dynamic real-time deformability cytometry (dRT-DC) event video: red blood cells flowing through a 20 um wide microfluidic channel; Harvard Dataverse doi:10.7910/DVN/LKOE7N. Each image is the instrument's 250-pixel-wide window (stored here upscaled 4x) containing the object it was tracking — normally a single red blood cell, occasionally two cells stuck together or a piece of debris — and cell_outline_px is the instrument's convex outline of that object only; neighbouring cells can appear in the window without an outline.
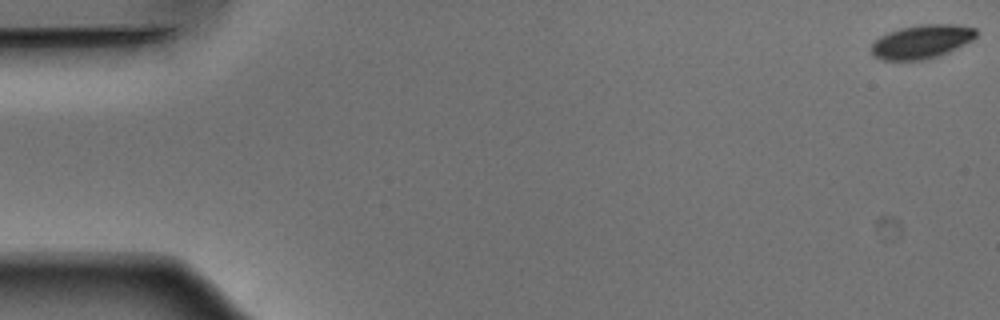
{"species": "Egyptian fruit bat (a non-hibernating species)", "species_latin": "Rousettus aegyptiacus", "temperature_condition": "warm", "stored_images_in_passage": 53, "camera_frame_rate_fps": 3000, "um_per_image_px": 0.085, "animal": {"sex": "male"}, "frame": {"image": 1, "passage_image": 1, "time_ms": 0.0, "image_size_px": [1000, 320], "cell_outline_px": [[976, 36], [972, 40], [940, 56], [924, 60], [880, 60], [872, 56], [872, 44], [880, 36], [888, 32], [900, 28], [920, 24], [956, 24], [976, 28]], "centroid_in_image_um": [78.33, 3.54], "position_along_channel_um": 6.7, "area_um2": 20.69}}
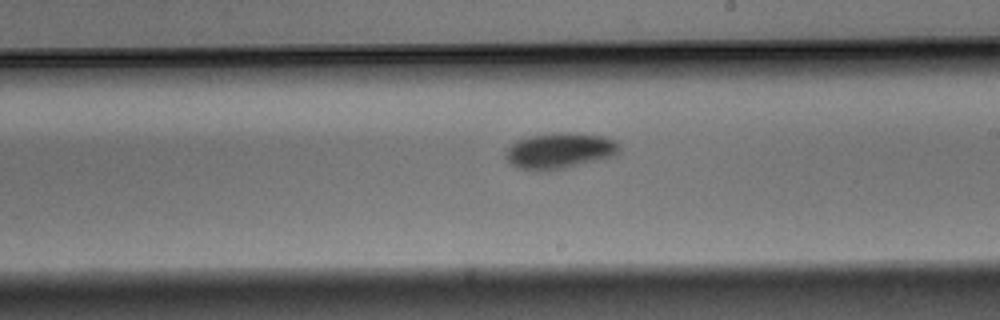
{"frame": {"image": 2, "passage_image": 31, "time_ms": 10.0, "image_size_px": [1000, 320], "cell_outline_px": [[620, 152], [616, 156], [552, 172], [536, 172], [516, 168], [504, 156], [504, 152], [516, 140], [532, 136], [560, 132], [568, 132], [604, 136], [616, 140], [620, 144]], "centroid_in_image_um": [47.6, 12.85], "position_along_channel_um": 241.4, "area_um2": 24.51}}
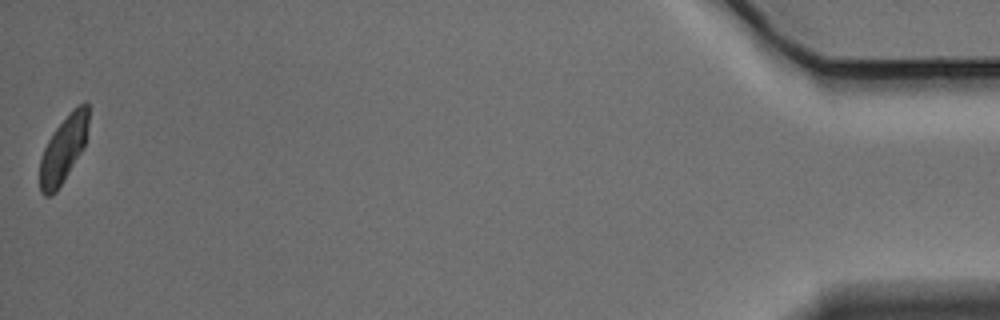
{"frame": {"image": 3, "passage_image": 53, "time_ms": 17.333, "image_size_px": [1000, 320], "cell_outline_px": [[88, 124], [84, 144], [80, 152], [64, 180], [56, 192], [52, 196], [44, 196], [40, 192], [40, 160], [44, 148], [48, 140], [56, 128], [80, 104], [88, 104]], "centroid_in_image_um": [5.35, 12.77], "position_along_channel_um": 429.8, "area_um2": 18.15}, "authors_computed_cell_mechanics": {"area_um2": 21.9062, "velocity_mm_per_s": 3.8596, "shape_relaxation_time_tau1_ms": 2.6754, "shape_relaxation_time_tau2_ms": null, "deformation_change_tau1": 0.1212, "deformation_change_tau2": null}}